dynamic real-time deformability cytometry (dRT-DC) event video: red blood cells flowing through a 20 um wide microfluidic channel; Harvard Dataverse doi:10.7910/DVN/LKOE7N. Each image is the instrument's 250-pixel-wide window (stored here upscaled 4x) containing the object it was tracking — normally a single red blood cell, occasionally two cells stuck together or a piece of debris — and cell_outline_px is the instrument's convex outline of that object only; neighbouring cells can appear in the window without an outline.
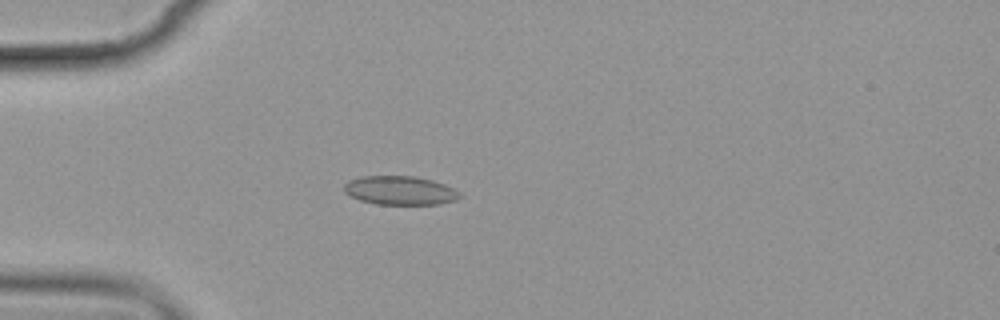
{"species": "common noctule bat (a hibernating species)", "species_latin": "Nyctalus noctula", "temperature_condition": "cold", "stored_images_in_passage": 6, "camera_frame_rate_fps": 3000, "um_per_image_px": 0.085, "animal": {"sex": "female", "body_mass_g": 19.9}, "frame": {"image": 1, "passage_image": 4, "time_ms": 3.667, "image_size_px": [1000, 320], "cell_outline_px": [[464, 196], [456, 200], [440, 204], [376, 204], [360, 200], [344, 192], [344, 184], [348, 180], [360, 176], [416, 176], [432, 180], [456, 188]], "centroid_in_image_um": [34.04, 16.18], "position_along_channel_um": 51.0, "area_um2": 19.65}}
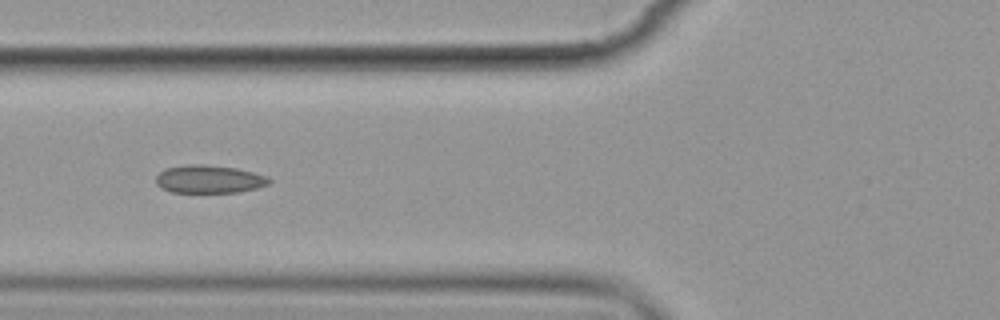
{"frame": {"image": 2, "passage_image": 6, "time_ms": 5.667, "image_size_px": [1000, 320], "cell_outline_px": [[272, 180], [268, 184], [256, 188], [236, 192], [172, 192], [160, 188], [156, 184], [156, 176], [164, 168], [188, 164], [204, 164], [236, 168], [268, 176]], "centroid_in_image_um": [17.75, 15.22], "position_along_channel_um": 108.1, "area_um2": 18.5}}